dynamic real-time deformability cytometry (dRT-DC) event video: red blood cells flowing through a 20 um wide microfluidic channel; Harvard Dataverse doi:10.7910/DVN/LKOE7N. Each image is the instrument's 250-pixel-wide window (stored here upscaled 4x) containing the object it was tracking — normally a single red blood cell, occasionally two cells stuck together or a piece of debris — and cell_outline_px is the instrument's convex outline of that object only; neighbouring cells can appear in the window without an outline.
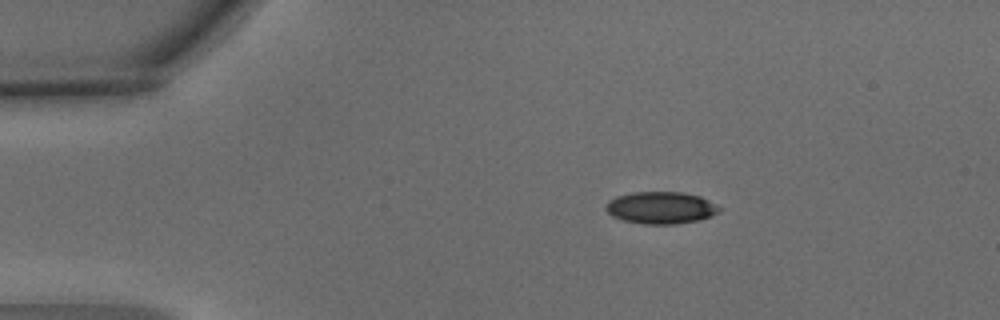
{"species": "common noctule bat (a hibernating species)", "species_latin": "Nyctalus noctula", "temperature_condition": "warm", "stored_images_in_passage": 5, "camera_frame_rate_fps": 3000, "um_per_image_px": 0.085, "animal": {"sex": "male", "body_mass_g": 15.6}, "frame": {"image": 1, "passage_image": 2, "time_ms": 0.333, "image_size_px": [1000, 320], "cell_outline_px": [[724, 208], [720, 212], [712, 216], [700, 220], [676, 224], [644, 224], [624, 220], [612, 216], [604, 208], [608, 200], [616, 196], [632, 192], [684, 192], [700, 196]], "centroid_in_image_um": [56.21, 17.65], "position_along_channel_um": 28.8, "area_um2": 21.5}}